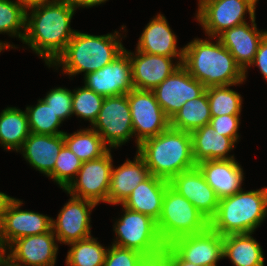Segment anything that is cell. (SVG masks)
Returning a JSON list of instances; mask_svg holds the SVG:
<instances>
[{"mask_svg": "<svg viewBox=\"0 0 267 266\" xmlns=\"http://www.w3.org/2000/svg\"><path fill=\"white\" fill-rule=\"evenodd\" d=\"M169 181L150 174L122 203L129 210L148 215L155 221L159 219L165 191Z\"/></svg>", "mask_w": 267, "mask_h": 266, "instance_id": "cell-26", "label": "cell"}, {"mask_svg": "<svg viewBox=\"0 0 267 266\" xmlns=\"http://www.w3.org/2000/svg\"><path fill=\"white\" fill-rule=\"evenodd\" d=\"M97 239L91 236L68 244L70 249L67 252L65 264L67 266H103L108 248L101 245Z\"/></svg>", "mask_w": 267, "mask_h": 266, "instance_id": "cell-32", "label": "cell"}, {"mask_svg": "<svg viewBox=\"0 0 267 266\" xmlns=\"http://www.w3.org/2000/svg\"><path fill=\"white\" fill-rule=\"evenodd\" d=\"M136 147L170 127V119L157 102L153 91L132 89L127 93Z\"/></svg>", "mask_w": 267, "mask_h": 266, "instance_id": "cell-10", "label": "cell"}, {"mask_svg": "<svg viewBox=\"0 0 267 266\" xmlns=\"http://www.w3.org/2000/svg\"><path fill=\"white\" fill-rule=\"evenodd\" d=\"M182 66L206 88L245 82L244 71L218 38H195L185 45Z\"/></svg>", "mask_w": 267, "mask_h": 266, "instance_id": "cell-2", "label": "cell"}, {"mask_svg": "<svg viewBox=\"0 0 267 266\" xmlns=\"http://www.w3.org/2000/svg\"><path fill=\"white\" fill-rule=\"evenodd\" d=\"M14 198L8 196L6 193L0 192V222L2 221L4 214L6 213L8 205Z\"/></svg>", "mask_w": 267, "mask_h": 266, "instance_id": "cell-45", "label": "cell"}, {"mask_svg": "<svg viewBox=\"0 0 267 266\" xmlns=\"http://www.w3.org/2000/svg\"><path fill=\"white\" fill-rule=\"evenodd\" d=\"M25 10L40 6L43 4L51 3L55 0H16Z\"/></svg>", "mask_w": 267, "mask_h": 266, "instance_id": "cell-44", "label": "cell"}, {"mask_svg": "<svg viewBox=\"0 0 267 266\" xmlns=\"http://www.w3.org/2000/svg\"><path fill=\"white\" fill-rule=\"evenodd\" d=\"M110 148L116 149L133 138L132 118L127 94L105 97L98 117L91 126Z\"/></svg>", "mask_w": 267, "mask_h": 266, "instance_id": "cell-9", "label": "cell"}, {"mask_svg": "<svg viewBox=\"0 0 267 266\" xmlns=\"http://www.w3.org/2000/svg\"><path fill=\"white\" fill-rule=\"evenodd\" d=\"M70 3L77 9L81 8H91L93 6H98L105 3L108 0H69Z\"/></svg>", "mask_w": 267, "mask_h": 266, "instance_id": "cell-43", "label": "cell"}, {"mask_svg": "<svg viewBox=\"0 0 267 266\" xmlns=\"http://www.w3.org/2000/svg\"><path fill=\"white\" fill-rule=\"evenodd\" d=\"M169 186L191 202L208 220L217 211L219 199L196 166L175 175Z\"/></svg>", "mask_w": 267, "mask_h": 266, "instance_id": "cell-19", "label": "cell"}, {"mask_svg": "<svg viewBox=\"0 0 267 266\" xmlns=\"http://www.w3.org/2000/svg\"><path fill=\"white\" fill-rule=\"evenodd\" d=\"M255 19L256 16L250 18L251 25L247 22L237 25L225 30L217 37L244 71V80L247 78V69L254 60L259 43L267 34V30L257 28Z\"/></svg>", "mask_w": 267, "mask_h": 266, "instance_id": "cell-20", "label": "cell"}, {"mask_svg": "<svg viewBox=\"0 0 267 266\" xmlns=\"http://www.w3.org/2000/svg\"><path fill=\"white\" fill-rule=\"evenodd\" d=\"M231 85L212 86L206 88L211 117L231 114H241V94L230 89Z\"/></svg>", "mask_w": 267, "mask_h": 266, "instance_id": "cell-34", "label": "cell"}, {"mask_svg": "<svg viewBox=\"0 0 267 266\" xmlns=\"http://www.w3.org/2000/svg\"><path fill=\"white\" fill-rule=\"evenodd\" d=\"M122 207L124 213L113 226L116 239L112 244L137 250L145 256L163 251L165 244L159 235L157 222L148 215Z\"/></svg>", "mask_w": 267, "mask_h": 266, "instance_id": "cell-7", "label": "cell"}, {"mask_svg": "<svg viewBox=\"0 0 267 266\" xmlns=\"http://www.w3.org/2000/svg\"><path fill=\"white\" fill-rule=\"evenodd\" d=\"M113 159L111 149L102 157L82 162L75 179L64 190L67 194L90 200L97 205L107 203Z\"/></svg>", "mask_w": 267, "mask_h": 266, "instance_id": "cell-11", "label": "cell"}, {"mask_svg": "<svg viewBox=\"0 0 267 266\" xmlns=\"http://www.w3.org/2000/svg\"><path fill=\"white\" fill-rule=\"evenodd\" d=\"M252 233L223 236V259L234 266H265L263 250Z\"/></svg>", "mask_w": 267, "mask_h": 266, "instance_id": "cell-27", "label": "cell"}, {"mask_svg": "<svg viewBox=\"0 0 267 266\" xmlns=\"http://www.w3.org/2000/svg\"><path fill=\"white\" fill-rule=\"evenodd\" d=\"M55 241L53 230L26 236L13 241L2 254L18 266H55L58 252Z\"/></svg>", "mask_w": 267, "mask_h": 266, "instance_id": "cell-15", "label": "cell"}, {"mask_svg": "<svg viewBox=\"0 0 267 266\" xmlns=\"http://www.w3.org/2000/svg\"><path fill=\"white\" fill-rule=\"evenodd\" d=\"M0 266H18L13 264L5 255L0 253Z\"/></svg>", "mask_w": 267, "mask_h": 266, "instance_id": "cell-46", "label": "cell"}, {"mask_svg": "<svg viewBox=\"0 0 267 266\" xmlns=\"http://www.w3.org/2000/svg\"><path fill=\"white\" fill-rule=\"evenodd\" d=\"M255 11L252 0H199L195 17L212 40L227 29L246 23L245 14L254 18Z\"/></svg>", "mask_w": 267, "mask_h": 266, "instance_id": "cell-8", "label": "cell"}, {"mask_svg": "<svg viewBox=\"0 0 267 266\" xmlns=\"http://www.w3.org/2000/svg\"><path fill=\"white\" fill-rule=\"evenodd\" d=\"M267 217V187L243 191L219 200L209 227L221 236L255 232Z\"/></svg>", "mask_w": 267, "mask_h": 266, "instance_id": "cell-5", "label": "cell"}, {"mask_svg": "<svg viewBox=\"0 0 267 266\" xmlns=\"http://www.w3.org/2000/svg\"><path fill=\"white\" fill-rule=\"evenodd\" d=\"M137 266H169L165 249L158 254L144 256Z\"/></svg>", "mask_w": 267, "mask_h": 266, "instance_id": "cell-41", "label": "cell"}, {"mask_svg": "<svg viewBox=\"0 0 267 266\" xmlns=\"http://www.w3.org/2000/svg\"><path fill=\"white\" fill-rule=\"evenodd\" d=\"M104 98L85 85L74 89L72 91L73 115L88 120L92 126L98 117Z\"/></svg>", "mask_w": 267, "mask_h": 266, "instance_id": "cell-35", "label": "cell"}, {"mask_svg": "<svg viewBox=\"0 0 267 266\" xmlns=\"http://www.w3.org/2000/svg\"><path fill=\"white\" fill-rule=\"evenodd\" d=\"M30 133L26 110L7 107L1 111L0 144L5 150L17 152Z\"/></svg>", "mask_w": 267, "mask_h": 266, "instance_id": "cell-28", "label": "cell"}, {"mask_svg": "<svg viewBox=\"0 0 267 266\" xmlns=\"http://www.w3.org/2000/svg\"><path fill=\"white\" fill-rule=\"evenodd\" d=\"M127 52L131 62L134 89L152 91L181 66L178 62L173 63V57L140 51Z\"/></svg>", "mask_w": 267, "mask_h": 266, "instance_id": "cell-18", "label": "cell"}, {"mask_svg": "<svg viewBox=\"0 0 267 266\" xmlns=\"http://www.w3.org/2000/svg\"><path fill=\"white\" fill-rule=\"evenodd\" d=\"M96 206L97 204L90 200L70 195L57 218L52 219V230L57 242L68 245L91 237L90 215Z\"/></svg>", "mask_w": 267, "mask_h": 266, "instance_id": "cell-13", "label": "cell"}, {"mask_svg": "<svg viewBox=\"0 0 267 266\" xmlns=\"http://www.w3.org/2000/svg\"><path fill=\"white\" fill-rule=\"evenodd\" d=\"M82 161L64 145L56 159L54 169L52 170V179L64 191L75 179Z\"/></svg>", "mask_w": 267, "mask_h": 266, "instance_id": "cell-36", "label": "cell"}, {"mask_svg": "<svg viewBox=\"0 0 267 266\" xmlns=\"http://www.w3.org/2000/svg\"><path fill=\"white\" fill-rule=\"evenodd\" d=\"M211 118L208 96L205 91L200 97L183 104L181 109L170 119V127L191 133L208 125Z\"/></svg>", "mask_w": 267, "mask_h": 266, "instance_id": "cell-29", "label": "cell"}, {"mask_svg": "<svg viewBox=\"0 0 267 266\" xmlns=\"http://www.w3.org/2000/svg\"><path fill=\"white\" fill-rule=\"evenodd\" d=\"M165 255L169 266H197L183 260L169 245L165 246Z\"/></svg>", "mask_w": 267, "mask_h": 266, "instance_id": "cell-42", "label": "cell"}, {"mask_svg": "<svg viewBox=\"0 0 267 266\" xmlns=\"http://www.w3.org/2000/svg\"><path fill=\"white\" fill-rule=\"evenodd\" d=\"M152 91L166 116L171 119L185 102L200 97L206 87L181 65Z\"/></svg>", "mask_w": 267, "mask_h": 266, "instance_id": "cell-14", "label": "cell"}, {"mask_svg": "<svg viewBox=\"0 0 267 266\" xmlns=\"http://www.w3.org/2000/svg\"><path fill=\"white\" fill-rule=\"evenodd\" d=\"M177 48V36L166 17L159 13L145 26L138 40L136 51L173 57L182 65L184 47Z\"/></svg>", "mask_w": 267, "mask_h": 266, "instance_id": "cell-21", "label": "cell"}, {"mask_svg": "<svg viewBox=\"0 0 267 266\" xmlns=\"http://www.w3.org/2000/svg\"><path fill=\"white\" fill-rule=\"evenodd\" d=\"M26 113L31 133L44 135L65 133V131L58 130L62 121L43 99H38L35 106H27Z\"/></svg>", "mask_w": 267, "mask_h": 266, "instance_id": "cell-33", "label": "cell"}, {"mask_svg": "<svg viewBox=\"0 0 267 266\" xmlns=\"http://www.w3.org/2000/svg\"><path fill=\"white\" fill-rule=\"evenodd\" d=\"M144 256L137 250L112 244L108 246L103 266H137Z\"/></svg>", "mask_w": 267, "mask_h": 266, "instance_id": "cell-38", "label": "cell"}, {"mask_svg": "<svg viewBox=\"0 0 267 266\" xmlns=\"http://www.w3.org/2000/svg\"><path fill=\"white\" fill-rule=\"evenodd\" d=\"M192 153L196 165L208 160H229L235 159L229 155L235 148V141L221 135L210 124L204 125L191 133Z\"/></svg>", "mask_w": 267, "mask_h": 266, "instance_id": "cell-25", "label": "cell"}, {"mask_svg": "<svg viewBox=\"0 0 267 266\" xmlns=\"http://www.w3.org/2000/svg\"><path fill=\"white\" fill-rule=\"evenodd\" d=\"M83 78L87 88L104 97L127 94L134 89L129 53L125 49L111 63Z\"/></svg>", "mask_w": 267, "mask_h": 266, "instance_id": "cell-16", "label": "cell"}, {"mask_svg": "<svg viewBox=\"0 0 267 266\" xmlns=\"http://www.w3.org/2000/svg\"><path fill=\"white\" fill-rule=\"evenodd\" d=\"M64 134L44 135L30 133L17 151L34 169L52 179L56 159L64 146Z\"/></svg>", "mask_w": 267, "mask_h": 266, "instance_id": "cell-23", "label": "cell"}, {"mask_svg": "<svg viewBox=\"0 0 267 266\" xmlns=\"http://www.w3.org/2000/svg\"><path fill=\"white\" fill-rule=\"evenodd\" d=\"M251 66H257L267 81V34L260 41L254 60L249 67Z\"/></svg>", "mask_w": 267, "mask_h": 266, "instance_id": "cell-40", "label": "cell"}, {"mask_svg": "<svg viewBox=\"0 0 267 266\" xmlns=\"http://www.w3.org/2000/svg\"><path fill=\"white\" fill-rule=\"evenodd\" d=\"M121 33H107L106 35H91L76 31L67 44L64 52L50 66H61L62 72L72 77L79 73L97 71L111 63L119 56L125 47L122 44Z\"/></svg>", "mask_w": 267, "mask_h": 266, "instance_id": "cell-4", "label": "cell"}, {"mask_svg": "<svg viewBox=\"0 0 267 266\" xmlns=\"http://www.w3.org/2000/svg\"><path fill=\"white\" fill-rule=\"evenodd\" d=\"M23 202L14 198L0 222V253L16 239L52 230V217L38 212L21 210Z\"/></svg>", "mask_w": 267, "mask_h": 266, "instance_id": "cell-12", "label": "cell"}, {"mask_svg": "<svg viewBox=\"0 0 267 266\" xmlns=\"http://www.w3.org/2000/svg\"><path fill=\"white\" fill-rule=\"evenodd\" d=\"M131 161L129 159L119 167H112L107 203L122 205L132 191L149 175L145 161L137 154Z\"/></svg>", "mask_w": 267, "mask_h": 266, "instance_id": "cell-24", "label": "cell"}, {"mask_svg": "<svg viewBox=\"0 0 267 266\" xmlns=\"http://www.w3.org/2000/svg\"><path fill=\"white\" fill-rule=\"evenodd\" d=\"M75 12L76 8L69 0H55L26 10V31L22 42L44 59L49 68L76 33L70 27Z\"/></svg>", "mask_w": 267, "mask_h": 266, "instance_id": "cell-1", "label": "cell"}, {"mask_svg": "<svg viewBox=\"0 0 267 266\" xmlns=\"http://www.w3.org/2000/svg\"><path fill=\"white\" fill-rule=\"evenodd\" d=\"M196 166L219 200L243 189V168L235 159L202 161Z\"/></svg>", "mask_w": 267, "mask_h": 266, "instance_id": "cell-22", "label": "cell"}, {"mask_svg": "<svg viewBox=\"0 0 267 266\" xmlns=\"http://www.w3.org/2000/svg\"><path fill=\"white\" fill-rule=\"evenodd\" d=\"M42 99L50 106L62 122L73 115L71 90L65 87H56L50 89Z\"/></svg>", "mask_w": 267, "mask_h": 266, "instance_id": "cell-37", "label": "cell"}, {"mask_svg": "<svg viewBox=\"0 0 267 266\" xmlns=\"http://www.w3.org/2000/svg\"><path fill=\"white\" fill-rule=\"evenodd\" d=\"M26 31V10L17 2L12 0H0V34L18 37L23 41ZM16 48L9 42L0 41V53L3 50Z\"/></svg>", "mask_w": 267, "mask_h": 266, "instance_id": "cell-31", "label": "cell"}, {"mask_svg": "<svg viewBox=\"0 0 267 266\" xmlns=\"http://www.w3.org/2000/svg\"><path fill=\"white\" fill-rule=\"evenodd\" d=\"M255 4H257L258 0H252Z\"/></svg>", "mask_w": 267, "mask_h": 266, "instance_id": "cell-47", "label": "cell"}, {"mask_svg": "<svg viewBox=\"0 0 267 266\" xmlns=\"http://www.w3.org/2000/svg\"><path fill=\"white\" fill-rule=\"evenodd\" d=\"M169 246L183 260L197 266H217L223 259V236L210 227L201 233L177 238Z\"/></svg>", "mask_w": 267, "mask_h": 266, "instance_id": "cell-17", "label": "cell"}, {"mask_svg": "<svg viewBox=\"0 0 267 266\" xmlns=\"http://www.w3.org/2000/svg\"><path fill=\"white\" fill-rule=\"evenodd\" d=\"M156 222L165 246L177 238L201 233L209 227V220L170 186L165 191L161 214Z\"/></svg>", "mask_w": 267, "mask_h": 266, "instance_id": "cell-6", "label": "cell"}, {"mask_svg": "<svg viewBox=\"0 0 267 266\" xmlns=\"http://www.w3.org/2000/svg\"><path fill=\"white\" fill-rule=\"evenodd\" d=\"M64 144L82 161L95 160L105 155L110 148L91 127L64 133Z\"/></svg>", "mask_w": 267, "mask_h": 266, "instance_id": "cell-30", "label": "cell"}, {"mask_svg": "<svg viewBox=\"0 0 267 266\" xmlns=\"http://www.w3.org/2000/svg\"><path fill=\"white\" fill-rule=\"evenodd\" d=\"M136 149L149 173L166 181L196 167L190 132L169 127L159 135L142 141Z\"/></svg>", "mask_w": 267, "mask_h": 266, "instance_id": "cell-3", "label": "cell"}, {"mask_svg": "<svg viewBox=\"0 0 267 266\" xmlns=\"http://www.w3.org/2000/svg\"><path fill=\"white\" fill-rule=\"evenodd\" d=\"M209 124L221 135L232 138L236 143L239 141L240 114L212 117Z\"/></svg>", "mask_w": 267, "mask_h": 266, "instance_id": "cell-39", "label": "cell"}]
</instances>
